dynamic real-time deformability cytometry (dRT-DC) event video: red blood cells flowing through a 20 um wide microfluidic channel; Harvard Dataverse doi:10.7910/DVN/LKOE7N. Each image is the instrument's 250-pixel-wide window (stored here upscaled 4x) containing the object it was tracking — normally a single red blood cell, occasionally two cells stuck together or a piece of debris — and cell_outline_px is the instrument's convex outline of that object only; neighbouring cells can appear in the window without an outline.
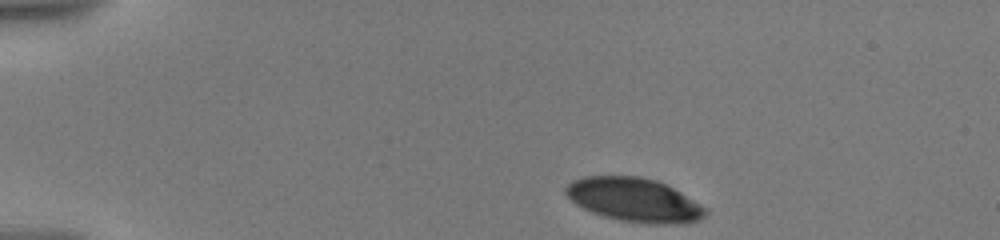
{"species": "human", "species_latin": "Homo sapiens", "temperature_condition": "warm", "stored_images_in_passage": 17, "camera_frame_rate_fps": 3000, "um_per_image_px": 0.085, "donor": {"sex": "male"}, "frame": {"image": 1, "passage_image": 1, "time_ms": 0.0, "image_size_px": [1000, 240], "cell_outline_px": [[708, 212], [700, 220], [684, 224], [664, 224], [620, 220], [584, 208], [576, 204], [564, 192], [564, 188], [572, 180], [584, 176], [640, 176], [656, 180], [668, 184], [708, 208]], "centroid_in_image_um": [53.97, 16.97], "position_along_channel_um": 31.0, "area_um2": 35.55}}
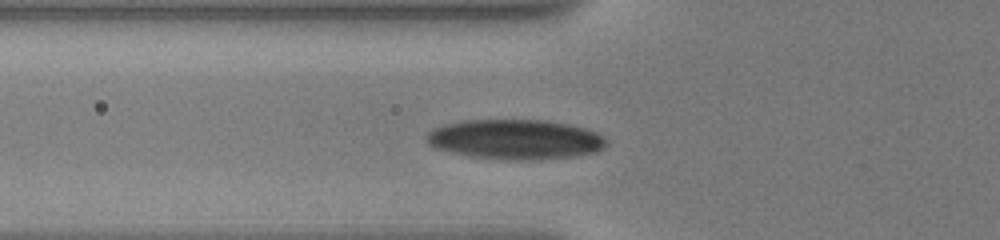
{"frame": {"image": 2, "passage_image": 10, "time_ms": 3.667, "image_size_px": [1000, 240], "cell_outline_px": [[604, 148], [596, 152], [572, 156], [532, 160], [504, 160], [468, 156], [436, 148], [428, 144], [424, 140], [424, 136], [432, 128], [444, 124], [464, 120], [548, 120], [572, 124], [596, 132], [604, 140]], "centroid_in_image_um": [43.73, 11.84], "position_along_channel_um": 82.1, "area_um2": 41.96}}
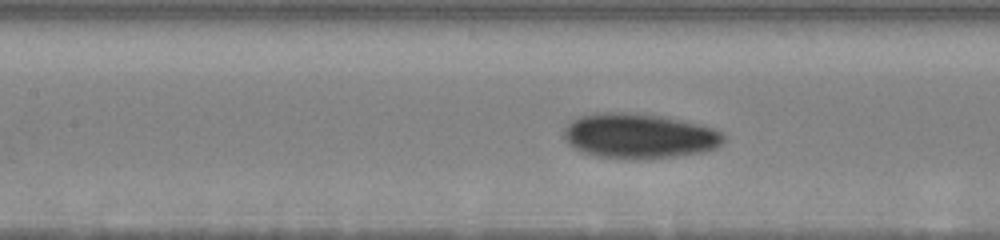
{"frame": {"image": 3, "passage_image": 15, "time_ms": 5.667, "image_size_px": [1000, 240], "cell_outline_px": [[724, 140], [716, 148], [704, 152], [676, 156], [628, 160], [596, 156], [584, 152], [568, 144], [564, 140], [564, 128], [572, 120], [580, 116], [596, 112], [632, 112], [664, 116], [700, 124], [724, 132]], "centroid_in_image_um": [54.33, 11.55], "position_along_channel_um": 153.1, "area_um2": 42.31}}